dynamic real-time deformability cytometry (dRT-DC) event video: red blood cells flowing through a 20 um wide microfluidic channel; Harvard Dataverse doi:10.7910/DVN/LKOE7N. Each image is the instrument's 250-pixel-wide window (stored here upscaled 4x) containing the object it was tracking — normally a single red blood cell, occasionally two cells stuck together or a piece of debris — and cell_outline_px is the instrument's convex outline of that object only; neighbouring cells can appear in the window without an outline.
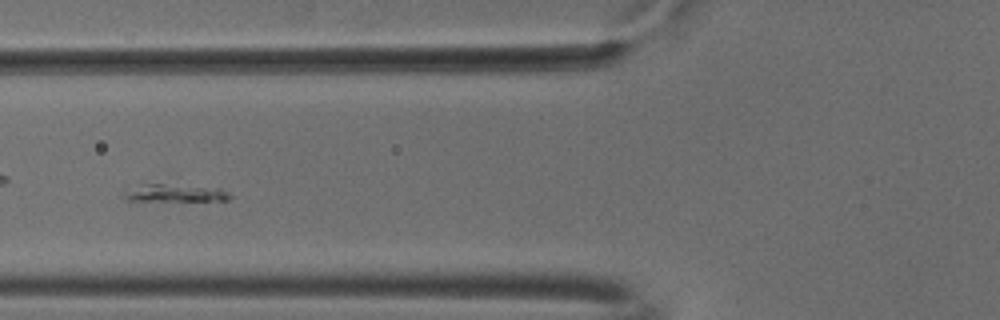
{"species": "common noctule bat (a hibernating species)", "species_latin": "Nyctalus noctula", "temperature_condition": "cold", "stored_images_in_passage": 56, "camera_frame_rate_fps": 3000, "um_per_image_px": 0.085, "animal": {"sex": "male", "body_mass_g": 18.8}, "frame": {"image": 1, "passage_image": 23, "time_ms": 7.333, "image_size_px": [1000, 320], "cell_outline_px": [[232, 196], [228, 200], [124, 200], [124, 188], [140, 184], [164, 184], [220, 188], [228, 192]], "centroid_in_image_um": [14.8, 16.39], "position_along_channel_um": 111.0, "area_um2": 10.75}}
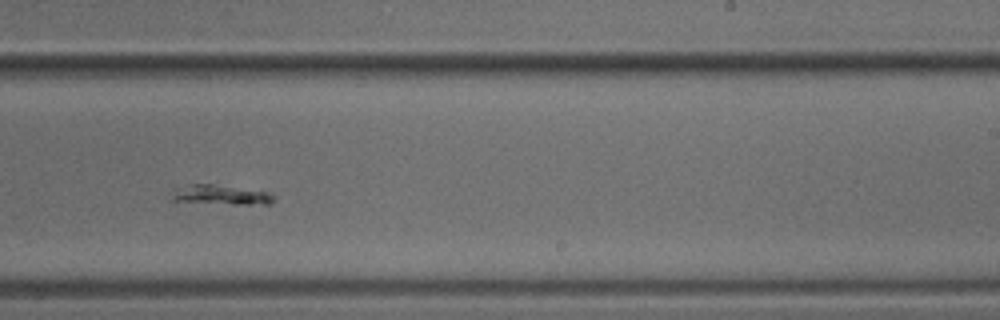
{"frame": {"image": 2, "passage_image": 36, "time_ms": 11.667, "image_size_px": [1000, 320], "cell_outline_px": [[276, 196], [268, 204], [236, 204], [172, 200], [172, 188], [188, 184], [212, 184], [268, 192]], "centroid_in_image_um": [18.73, 16.54], "position_along_channel_um": 270.3, "area_um2": 11.44}}
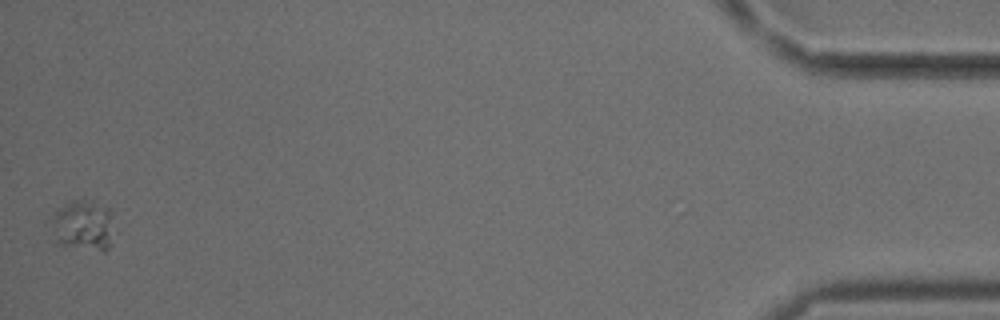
{"frame": {"image": 3, "passage_image": 56, "time_ms": 18.333, "image_size_px": [1000, 320], "cell_outline_px": [[112, 244], [104, 252], [56, 244], [44, 224], [44, 220], [64, 204], [72, 200], [92, 200], [112, 208]], "centroid_in_image_um": [6.96, 19.15], "position_along_channel_um": 428.2, "area_um2": 19.94}}